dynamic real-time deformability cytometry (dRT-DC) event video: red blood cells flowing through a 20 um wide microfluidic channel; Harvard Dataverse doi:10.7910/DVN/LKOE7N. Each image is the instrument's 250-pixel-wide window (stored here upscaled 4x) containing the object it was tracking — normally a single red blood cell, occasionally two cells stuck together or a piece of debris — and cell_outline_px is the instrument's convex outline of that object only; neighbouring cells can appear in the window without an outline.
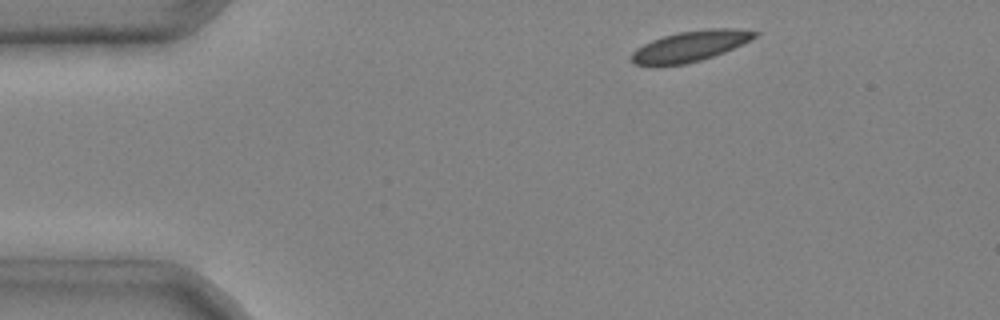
{"species": "common noctule bat (a hibernating species)", "species_latin": "Nyctalus noctula", "temperature_condition": "cold", "stored_images_in_passage": 4, "camera_frame_rate_fps": 3000, "um_per_image_px": 0.085, "animal": {"sex": "male", "body_mass_g": 20.4}, "frame": {"image": 1, "passage_image": 1, "time_ms": 0.0, "image_size_px": [1000, 320], "cell_outline_px": [[760, 32], [752, 40], [724, 52], [700, 60], [684, 64], [656, 68], [632, 64], [628, 60], [628, 56], [636, 48], [652, 40], [664, 36], [680, 32], [708, 28], [740, 28]], "centroid_in_image_um": [58.59, 3.96], "position_along_channel_um": 26.4, "area_um2": 22.66}}
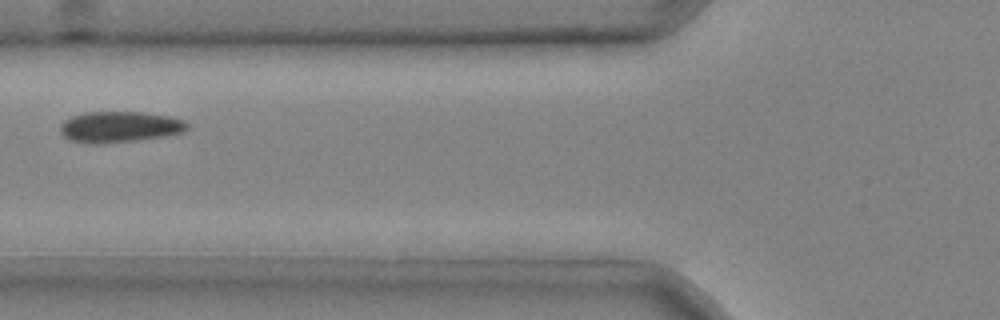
{"frame": {"image": 2, "passage_image": 4, "time_ms": 1.0, "image_size_px": [1000, 320], "cell_outline_px": [[188, 128], [184, 132], [164, 136], [136, 140], [104, 144], [88, 144], [68, 140], [60, 132], [60, 124], [64, 120], [72, 116], [84, 112], [140, 112], [168, 116], [184, 120], [188, 124]], "centroid_in_image_um": [10.12, 10.79], "position_along_channel_um": 115.7, "area_um2": 23.12}}